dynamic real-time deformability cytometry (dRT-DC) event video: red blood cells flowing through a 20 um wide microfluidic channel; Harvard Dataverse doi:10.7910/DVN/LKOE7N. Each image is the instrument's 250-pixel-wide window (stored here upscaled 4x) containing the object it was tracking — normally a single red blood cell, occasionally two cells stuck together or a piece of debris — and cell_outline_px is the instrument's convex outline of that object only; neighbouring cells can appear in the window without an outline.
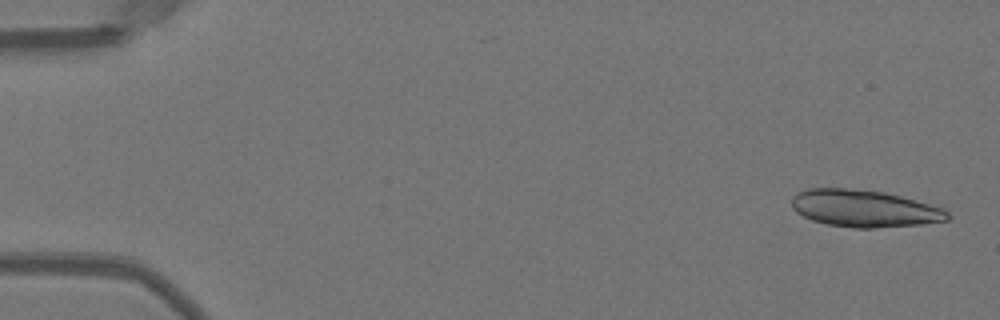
{"species": "Egyptian fruit bat (a non-hibernating species)", "species_latin": "Rousettus aegyptiacus", "temperature_condition": "warm", "stored_images_in_passage": 52, "camera_frame_rate_fps": 3000, "um_per_image_px": 0.085, "animal": {"sex": "female"}, "frame": {"image": 1, "passage_image": 2, "time_ms": 0.333, "image_size_px": [1000, 320], "cell_outline_px": [[952, 216], [948, 220], [920, 224], [872, 228], [852, 228], [828, 224], [812, 220], [796, 212], [792, 208], [792, 196], [808, 188], [844, 188], [884, 192], [900, 196], [944, 208]], "centroid_in_image_um": [73.47, 17.72], "position_along_channel_um": 11.5, "area_um2": 33.52}}
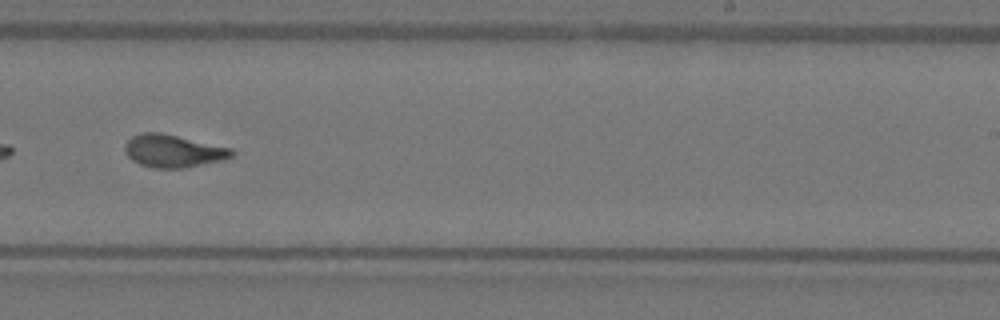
{"frame": {"image": 2, "passage_image": 33, "time_ms": 10.667, "image_size_px": [1000, 320], "cell_outline_px": [[236, 152], [232, 156], [220, 160], [184, 168], [152, 168], [140, 164], [132, 160], [128, 156], [124, 148], [124, 144], [132, 136], [140, 132], [160, 132], [232, 148]], "centroid_in_image_um": [14.69, 12.82], "position_along_channel_um": 274.3, "area_um2": 20.29}}
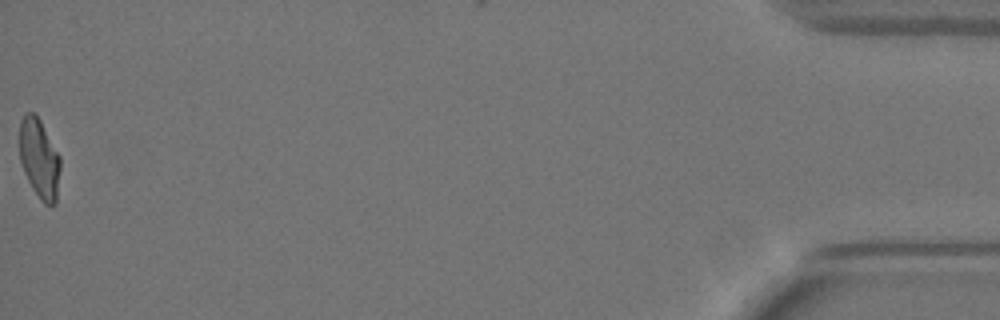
{"frame": {"image": 3, "passage_image": 52, "time_ms": 17.0, "image_size_px": [1000, 320], "cell_outline_px": [[60, 168], [56, 204], [44, 204], [40, 200], [32, 188], [24, 172], [20, 160], [20, 120], [24, 112], [36, 112], [60, 156]], "centroid_in_image_um": [3.34, 13.45], "position_along_channel_um": 431.9, "area_um2": 19.02}, "authors_computed_cell_mechanics": {"area_um2": 20.1144, "velocity_mm_per_s": 3.9822, "shape_relaxation_time_tau1_ms": 9.2127, "shape_relaxation_time_tau2_ms": 1.2292, "deformation_change_tau1": 0.2738, "deformation_change_tau2": 0.0927}}